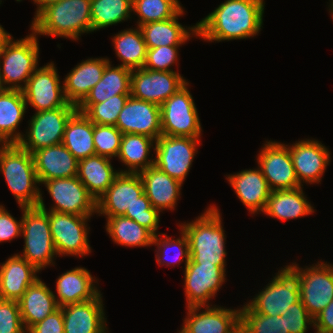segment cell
I'll use <instances>...</instances> for the list:
<instances>
[{
    "label": "cell",
    "instance_id": "1",
    "mask_svg": "<svg viewBox=\"0 0 333 333\" xmlns=\"http://www.w3.org/2000/svg\"><path fill=\"white\" fill-rule=\"evenodd\" d=\"M263 1L227 0L188 30L211 42L258 35L263 23Z\"/></svg>",
    "mask_w": 333,
    "mask_h": 333
},
{
    "label": "cell",
    "instance_id": "2",
    "mask_svg": "<svg viewBox=\"0 0 333 333\" xmlns=\"http://www.w3.org/2000/svg\"><path fill=\"white\" fill-rule=\"evenodd\" d=\"M32 21L36 34L79 39L82 33L92 32L91 0H61L49 4Z\"/></svg>",
    "mask_w": 333,
    "mask_h": 333
},
{
    "label": "cell",
    "instance_id": "3",
    "mask_svg": "<svg viewBox=\"0 0 333 333\" xmlns=\"http://www.w3.org/2000/svg\"><path fill=\"white\" fill-rule=\"evenodd\" d=\"M218 208L210 206L195 221L180 225L189 241L190 259L225 269V235Z\"/></svg>",
    "mask_w": 333,
    "mask_h": 333
},
{
    "label": "cell",
    "instance_id": "4",
    "mask_svg": "<svg viewBox=\"0 0 333 333\" xmlns=\"http://www.w3.org/2000/svg\"><path fill=\"white\" fill-rule=\"evenodd\" d=\"M0 171L4 174L10 191L19 206L37 207L40 200V188L36 175L33 154L18 143L1 144Z\"/></svg>",
    "mask_w": 333,
    "mask_h": 333
},
{
    "label": "cell",
    "instance_id": "5",
    "mask_svg": "<svg viewBox=\"0 0 333 333\" xmlns=\"http://www.w3.org/2000/svg\"><path fill=\"white\" fill-rule=\"evenodd\" d=\"M12 40L10 37L5 42L0 53V59H3V64L0 65V79L5 89L22 91L37 69L39 44L33 31L24 39L14 42ZM20 81L24 82V86L20 85ZM6 84L9 86L6 87Z\"/></svg>",
    "mask_w": 333,
    "mask_h": 333
},
{
    "label": "cell",
    "instance_id": "6",
    "mask_svg": "<svg viewBox=\"0 0 333 333\" xmlns=\"http://www.w3.org/2000/svg\"><path fill=\"white\" fill-rule=\"evenodd\" d=\"M22 236H24V252L21 257L27 260L38 271L53 262L57 254L51 237L48 214L37 207H23Z\"/></svg>",
    "mask_w": 333,
    "mask_h": 333
},
{
    "label": "cell",
    "instance_id": "7",
    "mask_svg": "<svg viewBox=\"0 0 333 333\" xmlns=\"http://www.w3.org/2000/svg\"><path fill=\"white\" fill-rule=\"evenodd\" d=\"M188 84L186 82L160 106L162 135L200 137L201 124Z\"/></svg>",
    "mask_w": 333,
    "mask_h": 333
},
{
    "label": "cell",
    "instance_id": "8",
    "mask_svg": "<svg viewBox=\"0 0 333 333\" xmlns=\"http://www.w3.org/2000/svg\"><path fill=\"white\" fill-rule=\"evenodd\" d=\"M38 207L45 210L48 214L51 237L54 242L57 255H74L84 256L91 252L87 219L91 216H78L74 214L59 213L54 211H47L43 202L42 194Z\"/></svg>",
    "mask_w": 333,
    "mask_h": 333
},
{
    "label": "cell",
    "instance_id": "9",
    "mask_svg": "<svg viewBox=\"0 0 333 333\" xmlns=\"http://www.w3.org/2000/svg\"><path fill=\"white\" fill-rule=\"evenodd\" d=\"M76 111L75 105L67 103L64 107L36 112L26 137L23 136L18 144L31 154L41 148L61 144L66 124Z\"/></svg>",
    "mask_w": 333,
    "mask_h": 333
},
{
    "label": "cell",
    "instance_id": "10",
    "mask_svg": "<svg viewBox=\"0 0 333 333\" xmlns=\"http://www.w3.org/2000/svg\"><path fill=\"white\" fill-rule=\"evenodd\" d=\"M319 263L304 270L297 264L287 265L297 277L300 300L313 319L333 300V265Z\"/></svg>",
    "mask_w": 333,
    "mask_h": 333
},
{
    "label": "cell",
    "instance_id": "11",
    "mask_svg": "<svg viewBox=\"0 0 333 333\" xmlns=\"http://www.w3.org/2000/svg\"><path fill=\"white\" fill-rule=\"evenodd\" d=\"M199 138L161 135L155 141L154 165L183 184L194 156Z\"/></svg>",
    "mask_w": 333,
    "mask_h": 333
},
{
    "label": "cell",
    "instance_id": "12",
    "mask_svg": "<svg viewBox=\"0 0 333 333\" xmlns=\"http://www.w3.org/2000/svg\"><path fill=\"white\" fill-rule=\"evenodd\" d=\"M277 274L271 283L247 304L255 313L283 315L292 304L300 300L296 275L287 266Z\"/></svg>",
    "mask_w": 333,
    "mask_h": 333
},
{
    "label": "cell",
    "instance_id": "13",
    "mask_svg": "<svg viewBox=\"0 0 333 333\" xmlns=\"http://www.w3.org/2000/svg\"><path fill=\"white\" fill-rule=\"evenodd\" d=\"M42 184L56 203L49 211L78 216L97 213V201L77 176L47 180Z\"/></svg>",
    "mask_w": 333,
    "mask_h": 333
},
{
    "label": "cell",
    "instance_id": "14",
    "mask_svg": "<svg viewBox=\"0 0 333 333\" xmlns=\"http://www.w3.org/2000/svg\"><path fill=\"white\" fill-rule=\"evenodd\" d=\"M266 143L257 160L270 190H292L301 187L303 184L299 183L296 176L288 145L273 141Z\"/></svg>",
    "mask_w": 333,
    "mask_h": 333
},
{
    "label": "cell",
    "instance_id": "15",
    "mask_svg": "<svg viewBox=\"0 0 333 333\" xmlns=\"http://www.w3.org/2000/svg\"><path fill=\"white\" fill-rule=\"evenodd\" d=\"M22 92L27 105L29 103L37 112L64 107L68 103L64 87L60 85L59 75L52 62L37 68Z\"/></svg>",
    "mask_w": 333,
    "mask_h": 333
},
{
    "label": "cell",
    "instance_id": "16",
    "mask_svg": "<svg viewBox=\"0 0 333 333\" xmlns=\"http://www.w3.org/2000/svg\"><path fill=\"white\" fill-rule=\"evenodd\" d=\"M186 83L177 72L134 69L131 74V96L161 106Z\"/></svg>",
    "mask_w": 333,
    "mask_h": 333
},
{
    "label": "cell",
    "instance_id": "17",
    "mask_svg": "<svg viewBox=\"0 0 333 333\" xmlns=\"http://www.w3.org/2000/svg\"><path fill=\"white\" fill-rule=\"evenodd\" d=\"M116 127L123 134H142L157 140L162 135L160 106L130 95L118 115Z\"/></svg>",
    "mask_w": 333,
    "mask_h": 333
},
{
    "label": "cell",
    "instance_id": "18",
    "mask_svg": "<svg viewBox=\"0 0 333 333\" xmlns=\"http://www.w3.org/2000/svg\"><path fill=\"white\" fill-rule=\"evenodd\" d=\"M185 294L187 307L209 306L225 281V271L214 264H197L191 259L185 267Z\"/></svg>",
    "mask_w": 333,
    "mask_h": 333
},
{
    "label": "cell",
    "instance_id": "19",
    "mask_svg": "<svg viewBox=\"0 0 333 333\" xmlns=\"http://www.w3.org/2000/svg\"><path fill=\"white\" fill-rule=\"evenodd\" d=\"M143 193L144 186L138 173H120L97 200V213L106 217L124 216Z\"/></svg>",
    "mask_w": 333,
    "mask_h": 333
},
{
    "label": "cell",
    "instance_id": "20",
    "mask_svg": "<svg viewBox=\"0 0 333 333\" xmlns=\"http://www.w3.org/2000/svg\"><path fill=\"white\" fill-rule=\"evenodd\" d=\"M187 307L188 313L179 333H240V309L205 306Z\"/></svg>",
    "mask_w": 333,
    "mask_h": 333
},
{
    "label": "cell",
    "instance_id": "21",
    "mask_svg": "<svg viewBox=\"0 0 333 333\" xmlns=\"http://www.w3.org/2000/svg\"><path fill=\"white\" fill-rule=\"evenodd\" d=\"M299 183L320 182L330 162V152L317 140H302L288 146Z\"/></svg>",
    "mask_w": 333,
    "mask_h": 333
},
{
    "label": "cell",
    "instance_id": "22",
    "mask_svg": "<svg viewBox=\"0 0 333 333\" xmlns=\"http://www.w3.org/2000/svg\"><path fill=\"white\" fill-rule=\"evenodd\" d=\"M64 333H107L102 296L63 307Z\"/></svg>",
    "mask_w": 333,
    "mask_h": 333
},
{
    "label": "cell",
    "instance_id": "23",
    "mask_svg": "<svg viewBox=\"0 0 333 333\" xmlns=\"http://www.w3.org/2000/svg\"><path fill=\"white\" fill-rule=\"evenodd\" d=\"M39 183L77 176L78 160L61 143L33 153Z\"/></svg>",
    "mask_w": 333,
    "mask_h": 333
},
{
    "label": "cell",
    "instance_id": "24",
    "mask_svg": "<svg viewBox=\"0 0 333 333\" xmlns=\"http://www.w3.org/2000/svg\"><path fill=\"white\" fill-rule=\"evenodd\" d=\"M109 62L106 58H90L76 65L63 83L67 102L77 107L100 81Z\"/></svg>",
    "mask_w": 333,
    "mask_h": 333
},
{
    "label": "cell",
    "instance_id": "25",
    "mask_svg": "<svg viewBox=\"0 0 333 333\" xmlns=\"http://www.w3.org/2000/svg\"><path fill=\"white\" fill-rule=\"evenodd\" d=\"M0 266V299L18 301L38 279L39 271L19 254Z\"/></svg>",
    "mask_w": 333,
    "mask_h": 333
},
{
    "label": "cell",
    "instance_id": "26",
    "mask_svg": "<svg viewBox=\"0 0 333 333\" xmlns=\"http://www.w3.org/2000/svg\"><path fill=\"white\" fill-rule=\"evenodd\" d=\"M227 179L238 198L251 213L264 212L271 190L259 167L229 175Z\"/></svg>",
    "mask_w": 333,
    "mask_h": 333
},
{
    "label": "cell",
    "instance_id": "27",
    "mask_svg": "<svg viewBox=\"0 0 333 333\" xmlns=\"http://www.w3.org/2000/svg\"><path fill=\"white\" fill-rule=\"evenodd\" d=\"M142 179L144 193L151 202L153 208L159 210H174L182 183L155 165L138 173Z\"/></svg>",
    "mask_w": 333,
    "mask_h": 333
},
{
    "label": "cell",
    "instance_id": "28",
    "mask_svg": "<svg viewBox=\"0 0 333 333\" xmlns=\"http://www.w3.org/2000/svg\"><path fill=\"white\" fill-rule=\"evenodd\" d=\"M55 299L54 293L39 278L27 288L18 300L26 331L59 308Z\"/></svg>",
    "mask_w": 333,
    "mask_h": 333
},
{
    "label": "cell",
    "instance_id": "29",
    "mask_svg": "<svg viewBox=\"0 0 333 333\" xmlns=\"http://www.w3.org/2000/svg\"><path fill=\"white\" fill-rule=\"evenodd\" d=\"M90 272L82 267H76L60 275L56 282L58 307L81 303L94 299L100 291L93 284Z\"/></svg>",
    "mask_w": 333,
    "mask_h": 333
},
{
    "label": "cell",
    "instance_id": "30",
    "mask_svg": "<svg viewBox=\"0 0 333 333\" xmlns=\"http://www.w3.org/2000/svg\"><path fill=\"white\" fill-rule=\"evenodd\" d=\"M119 174L113 170L108 157L93 155L78 161L77 177L96 201Z\"/></svg>",
    "mask_w": 333,
    "mask_h": 333
},
{
    "label": "cell",
    "instance_id": "31",
    "mask_svg": "<svg viewBox=\"0 0 333 333\" xmlns=\"http://www.w3.org/2000/svg\"><path fill=\"white\" fill-rule=\"evenodd\" d=\"M26 105L23 92L20 90L5 89L0 94V142L2 144L18 143L24 136L15 129L23 119Z\"/></svg>",
    "mask_w": 333,
    "mask_h": 333
},
{
    "label": "cell",
    "instance_id": "32",
    "mask_svg": "<svg viewBox=\"0 0 333 333\" xmlns=\"http://www.w3.org/2000/svg\"><path fill=\"white\" fill-rule=\"evenodd\" d=\"M302 187L271 191L264 213L281 220L295 219L314 212Z\"/></svg>",
    "mask_w": 333,
    "mask_h": 333
},
{
    "label": "cell",
    "instance_id": "33",
    "mask_svg": "<svg viewBox=\"0 0 333 333\" xmlns=\"http://www.w3.org/2000/svg\"><path fill=\"white\" fill-rule=\"evenodd\" d=\"M132 70L126 67H111L106 65L102 78L90 90L80 104H97L106 101L115 95H131Z\"/></svg>",
    "mask_w": 333,
    "mask_h": 333
},
{
    "label": "cell",
    "instance_id": "34",
    "mask_svg": "<svg viewBox=\"0 0 333 333\" xmlns=\"http://www.w3.org/2000/svg\"><path fill=\"white\" fill-rule=\"evenodd\" d=\"M62 144L78 160L96 155L93 143V122L76 111L68 120Z\"/></svg>",
    "mask_w": 333,
    "mask_h": 333
},
{
    "label": "cell",
    "instance_id": "35",
    "mask_svg": "<svg viewBox=\"0 0 333 333\" xmlns=\"http://www.w3.org/2000/svg\"><path fill=\"white\" fill-rule=\"evenodd\" d=\"M182 14L183 8L173 18L139 26L147 48L180 46L189 40L191 33L177 21Z\"/></svg>",
    "mask_w": 333,
    "mask_h": 333
},
{
    "label": "cell",
    "instance_id": "36",
    "mask_svg": "<svg viewBox=\"0 0 333 333\" xmlns=\"http://www.w3.org/2000/svg\"><path fill=\"white\" fill-rule=\"evenodd\" d=\"M154 141V142H153ZM156 140L142 134H123L118 158L130 167L120 173H139L154 165V159L148 160L151 147Z\"/></svg>",
    "mask_w": 333,
    "mask_h": 333
},
{
    "label": "cell",
    "instance_id": "37",
    "mask_svg": "<svg viewBox=\"0 0 333 333\" xmlns=\"http://www.w3.org/2000/svg\"><path fill=\"white\" fill-rule=\"evenodd\" d=\"M137 27L138 30L127 29L113 37L116 55L122 61L120 66L130 70L143 68L147 54L145 40Z\"/></svg>",
    "mask_w": 333,
    "mask_h": 333
},
{
    "label": "cell",
    "instance_id": "38",
    "mask_svg": "<svg viewBox=\"0 0 333 333\" xmlns=\"http://www.w3.org/2000/svg\"><path fill=\"white\" fill-rule=\"evenodd\" d=\"M106 230L117 244L124 246H150L154 234L136 221L125 217H107Z\"/></svg>",
    "mask_w": 333,
    "mask_h": 333
},
{
    "label": "cell",
    "instance_id": "39",
    "mask_svg": "<svg viewBox=\"0 0 333 333\" xmlns=\"http://www.w3.org/2000/svg\"><path fill=\"white\" fill-rule=\"evenodd\" d=\"M132 0H91L92 32L130 18Z\"/></svg>",
    "mask_w": 333,
    "mask_h": 333
},
{
    "label": "cell",
    "instance_id": "40",
    "mask_svg": "<svg viewBox=\"0 0 333 333\" xmlns=\"http://www.w3.org/2000/svg\"><path fill=\"white\" fill-rule=\"evenodd\" d=\"M240 333H289L285 314L268 316L255 313L247 304L240 308Z\"/></svg>",
    "mask_w": 333,
    "mask_h": 333
},
{
    "label": "cell",
    "instance_id": "41",
    "mask_svg": "<svg viewBox=\"0 0 333 333\" xmlns=\"http://www.w3.org/2000/svg\"><path fill=\"white\" fill-rule=\"evenodd\" d=\"M130 95H115L102 103L79 104L77 111L98 125L116 126L117 118Z\"/></svg>",
    "mask_w": 333,
    "mask_h": 333
},
{
    "label": "cell",
    "instance_id": "42",
    "mask_svg": "<svg viewBox=\"0 0 333 333\" xmlns=\"http://www.w3.org/2000/svg\"><path fill=\"white\" fill-rule=\"evenodd\" d=\"M181 9L178 0H132V11L140 18L138 26L173 18Z\"/></svg>",
    "mask_w": 333,
    "mask_h": 333
},
{
    "label": "cell",
    "instance_id": "43",
    "mask_svg": "<svg viewBox=\"0 0 333 333\" xmlns=\"http://www.w3.org/2000/svg\"><path fill=\"white\" fill-rule=\"evenodd\" d=\"M123 133L116 126L93 123V143L96 155L112 158L118 156Z\"/></svg>",
    "mask_w": 333,
    "mask_h": 333
},
{
    "label": "cell",
    "instance_id": "44",
    "mask_svg": "<svg viewBox=\"0 0 333 333\" xmlns=\"http://www.w3.org/2000/svg\"><path fill=\"white\" fill-rule=\"evenodd\" d=\"M181 239H170L169 236L164 234H161L162 237L164 238V240H161V238H158V234L154 235L153 238V244L157 245L158 247V253H156V261L159 263V265L166 263V265H169L171 263H179L180 261H184L185 259V267L187 265V263L190 261V250H189V241L187 238V235L184 233L183 230H181ZM178 248L177 251H179L177 254V256L174 257V261L172 260L171 262L169 261V259H165L167 257V250H169V248ZM163 248V249H162ZM168 248V249H167ZM161 255H160V252ZM162 256H164L165 258H163ZM163 258V259H162ZM164 259L166 260V262L164 261ZM163 260V262H162Z\"/></svg>",
    "mask_w": 333,
    "mask_h": 333
},
{
    "label": "cell",
    "instance_id": "45",
    "mask_svg": "<svg viewBox=\"0 0 333 333\" xmlns=\"http://www.w3.org/2000/svg\"><path fill=\"white\" fill-rule=\"evenodd\" d=\"M159 213L160 211L152 207L151 202L143 193L130 210H126L124 216L136 221L139 225L156 235L159 225Z\"/></svg>",
    "mask_w": 333,
    "mask_h": 333
},
{
    "label": "cell",
    "instance_id": "46",
    "mask_svg": "<svg viewBox=\"0 0 333 333\" xmlns=\"http://www.w3.org/2000/svg\"><path fill=\"white\" fill-rule=\"evenodd\" d=\"M179 46H160L147 48L146 60L143 68L153 71L176 72L169 68L175 64Z\"/></svg>",
    "mask_w": 333,
    "mask_h": 333
},
{
    "label": "cell",
    "instance_id": "47",
    "mask_svg": "<svg viewBox=\"0 0 333 333\" xmlns=\"http://www.w3.org/2000/svg\"><path fill=\"white\" fill-rule=\"evenodd\" d=\"M0 333H26L18 301L0 299Z\"/></svg>",
    "mask_w": 333,
    "mask_h": 333
},
{
    "label": "cell",
    "instance_id": "48",
    "mask_svg": "<svg viewBox=\"0 0 333 333\" xmlns=\"http://www.w3.org/2000/svg\"><path fill=\"white\" fill-rule=\"evenodd\" d=\"M285 314L286 330L289 333H306L307 325L313 326L314 319L310 316L301 300L292 304Z\"/></svg>",
    "mask_w": 333,
    "mask_h": 333
},
{
    "label": "cell",
    "instance_id": "49",
    "mask_svg": "<svg viewBox=\"0 0 333 333\" xmlns=\"http://www.w3.org/2000/svg\"><path fill=\"white\" fill-rule=\"evenodd\" d=\"M26 333H64L62 309L59 307L42 321L31 326Z\"/></svg>",
    "mask_w": 333,
    "mask_h": 333
},
{
    "label": "cell",
    "instance_id": "50",
    "mask_svg": "<svg viewBox=\"0 0 333 333\" xmlns=\"http://www.w3.org/2000/svg\"><path fill=\"white\" fill-rule=\"evenodd\" d=\"M22 233V218L18 222L0 205V242L10 241Z\"/></svg>",
    "mask_w": 333,
    "mask_h": 333
},
{
    "label": "cell",
    "instance_id": "51",
    "mask_svg": "<svg viewBox=\"0 0 333 333\" xmlns=\"http://www.w3.org/2000/svg\"><path fill=\"white\" fill-rule=\"evenodd\" d=\"M316 333H333V300L315 318Z\"/></svg>",
    "mask_w": 333,
    "mask_h": 333
},
{
    "label": "cell",
    "instance_id": "52",
    "mask_svg": "<svg viewBox=\"0 0 333 333\" xmlns=\"http://www.w3.org/2000/svg\"><path fill=\"white\" fill-rule=\"evenodd\" d=\"M34 3H36L37 6V12L36 15L43 10L45 7H47L49 4L55 3V2H59L61 0H33Z\"/></svg>",
    "mask_w": 333,
    "mask_h": 333
},
{
    "label": "cell",
    "instance_id": "53",
    "mask_svg": "<svg viewBox=\"0 0 333 333\" xmlns=\"http://www.w3.org/2000/svg\"><path fill=\"white\" fill-rule=\"evenodd\" d=\"M11 37L9 33H7L4 28L0 25V53L5 42Z\"/></svg>",
    "mask_w": 333,
    "mask_h": 333
},
{
    "label": "cell",
    "instance_id": "54",
    "mask_svg": "<svg viewBox=\"0 0 333 333\" xmlns=\"http://www.w3.org/2000/svg\"><path fill=\"white\" fill-rule=\"evenodd\" d=\"M5 90V87L2 84V81L0 79V94Z\"/></svg>",
    "mask_w": 333,
    "mask_h": 333
},
{
    "label": "cell",
    "instance_id": "55",
    "mask_svg": "<svg viewBox=\"0 0 333 333\" xmlns=\"http://www.w3.org/2000/svg\"><path fill=\"white\" fill-rule=\"evenodd\" d=\"M332 2H331V9H329V10H331V13H332V18H333V0H331Z\"/></svg>",
    "mask_w": 333,
    "mask_h": 333
}]
</instances>
